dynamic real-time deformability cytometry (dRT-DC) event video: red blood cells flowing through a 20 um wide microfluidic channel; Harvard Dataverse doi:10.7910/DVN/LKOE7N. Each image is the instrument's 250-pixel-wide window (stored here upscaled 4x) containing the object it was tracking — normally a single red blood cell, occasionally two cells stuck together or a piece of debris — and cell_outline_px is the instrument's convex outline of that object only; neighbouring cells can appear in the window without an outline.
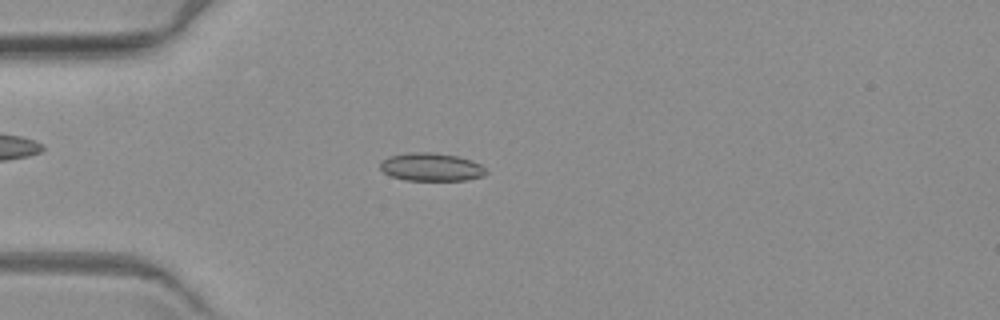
{"species": "common noctule bat (a hibernating species)", "species_latin": "Nyctalus noctula", "temperature_condition": "warm", "stored_images_in_passage": 1, "camera_frame_rate_fps": 3000, "um_per_image_px": 0.085, "animal": {"sex": "female", "body_mass_g": 19.3, "forearm_length_mm": 54.1}, "frame": {"image": 1, "passage_image": 1, "time_ms": 0.0, "image_size_px": [1000, 320], "cell_outline_px": [[488, 172], [484, 176], [468, 180], [404, 180], [392, 176], [384, 172], [380, 168], [380, 160], [388, 156], [408, 152], [432, 152], [456, 156], [472, 160], [480, 164]], "centroid_in_image_um": [36.65, 14.19], "position_along_channel_um": 48.4, "area_um2": 17.46}}